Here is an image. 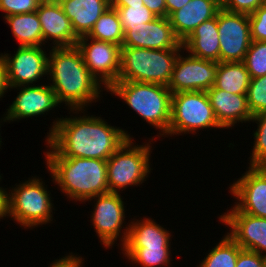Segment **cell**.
I'll return each instance as SVG.
<instances>
[{
	"instance_id": "9a60e30c",
	"label": "cell",
	"mask_w": 266,
	"mask_h": 267,
	"mask_svg": "<svg viewBox=\"0 0 266 267\" xmlns=\"http://www.w3.org/2000/svg\"><path fill=\"white\" fill-rule=\"evenodd\" d=\"M247 166L241 177L229 184L228 192L240 212L266 218V166Z\"/></svg>"
},
{
	"instance_id": "484cf974",
	"label": "cell",
	"mask_w": 266,
	"mask_h": 267,
	"mask_svg": "<svg viewBox=\"0 0 266 267\" xmlns=\"http://www.w3.org/2000/svg\"><path fill=\"white\" fill-rule=\"evenodd\" d=\"M171 249V247L120 248L122 251L120 255L122 253L126 262L129 261L132 266L172 267L174 257Z\"/></svg>"
},
{
	"instance_id": "8fae6325",
	"label": "cell",
	"mask_w": 266,
	"mask_h": 267,
	"mask_svg": "<svg viewBox=\"0 0 266 267\" xmlns=\"http://www.w3.org/2000/svg\"><path fill=\"white\" fill-rule=\"evenodd\" d=\"M218 62L190 55L182 49L173 66L168 89L173 93L207 91L214 86Z\"/></svg>"
},
{
	"instance_id": "74e56055",
	"label": "cell",
	"mask_w": 266,
	"mask_h": 267,
	"mask_svg": "<svg viewBox=\"0 0 266 267\" xmlns=\"http://www.w3.org/2000/svg\"><path fill=\"white\" fill-rule=\"evenodd\" d=\"M144 5L157 17H167L165 0H143Z\"/></svg>"
},
{
	"instance_id": "30bf717a",
	"label": "cell",
	"mask_w": 266,
	"mask_h": 267,
	"mask_svg": "<svg viewBox=\"0 0 266 267\" xmlns=\"http://www.w3.org/2000/svg\"><path fill=\"white\" fill-rule=\"evenodd\" d=\"M48 48V46H18L15 48V54L0 53L5 61L10 88L45 83L43 79L47 82V52L50 50Z\"/></svg>"
},
{
	"instance_id": "ee69618b",
	"label": "cell",
	"mask_w": 266,
	"mask_h": 267,
	"mask_svg": "<svg viewBox=\"0 0 266 267\" xmlns=\"http://www.w3.org/2000/svg\"><path fill=\"white\" fill-rule=\"evenodd\" d=\"M263 267H266V255L263 256Z\"/></svg>"
},
{
	"instance_id": "277c9868",
	"label": "cell",
	"mask_w": 266,
	"mask_h": 267,
	"mask_svg": "<svg viewBox=\"0 0 266 267\" xmlns=\"http://www.w3.org/2000/svg\"><path fill=\"white\" fill-rule=\"evenodd\" d=\"M104 94H111L121 99L127 107L135 111L141 121L153 126L157 135L153 138L162 141L169 130L171 118L172 92L167 86L155 83H140L134 81H117ZM109 92V93H108ZM162 138V139H160Z\"/></svg>"
},
{
	"instance_id": "8992f818",
	"label": "cell",
	"mask_w": 266,
	"mask_h": 267,
	"mask_svg": "<svg viewBox=\"0 0 266 267\" xmlns=\"http://www.w3.org/2000/svg\"><path fill=\"white\" fill-rule=\"evenodd\" d=\"M149 139V140H148ZM153 138L142 144L128 138L107 160V183L109 192L121 193L129 187L143 185L153 170L151 154ZM153 145V146H152Z\"/></svg>"
},
{
	"instance_id": "5bb4252c",
	"label": "cell",
	"mask_w": 266,
	"mask_h": 267,
	"mask_svg": "<svg viewBox=\"0 0 266 267\" xmlns=\"http://www.w3.org/2000/svg\"><path fill=\"white\" fill-rule=\"evenodd\" d=\"M13 89L14 91L17 89V96L13 98L12 104H8L9 107L5 111L7 123L19 122L33 117L39 118V116H46L49 113L51 115L52 111L61 108L56 94L48 82L12 87L9 91Z\"/></svg>"
},
{
	"instance_id": "4fadbf2b",
	"label": "cell",
	"mask_w": 266,
	"mask_h": 267,
	"mask_svg": "<svg viewBox=\"0 0 266 267\" xmlns=\"http://www.w3.org/2000/svg\"><path fill=\"white\" fill-rule=\"evenodd\" d=\"M218 34L220 62H243L252 42L249 15L221 8L218 12Z\"/></svg>"
},
{
	"instance_id": "ba28073f",
	"label": "cell",
	"mask_w": 266,
	"mask_h": 267,
	"mask_svg": "<svg viewBox=\"0 0 266 267\" xmlns=\"http://www.w3.org/2000/svg\"><path fill=\"white\" fill-rule=\"evenodd\" d=\"M208 129L224 130L216 119L206 91L173 93L170 126L164 138L186 134L198 136L197 132H206Z\"/></svg>"
},
{
	"instance_id": "f546056e",
	"label": "cell",
	"mask_w": 266,
	"mask_h": 267,
	"mask_svg": "<svg viewBox=\"0 0 266 267\" xmlns=\"http://www.w3.org/2000/svg\"><path fill=\"white\" fill-rule=\"evenodd\" d=\"M119 15L122 26H138L157 18L144 4L110 5Z\"/></svg>"
},
{
	"instance_id": "ac0fdd59",
	"label": "cell",
	"mask_w": 266,
	"mask_h": 267,
	"mask_svg": "<svg viewBox=\"0 0 266 267\" xmlns=\"http://www.w3.org/2000/svg\"><path fill=\"white\" fill-rule=\"evenodd\" d=\"M36 12L41 24L43 46L48 44L52 48L77 45L79 37L74 33L71 21L64 14L58 0L41 1Z\"/></svg>"
},
{
	"instance_id": "6da1fadb",
	"label": "cell",
	"mask_w": 266,
	"mask_h": 267,
	"mask_svg": "<svg viewBox=\"0 0 266 267\" xmlns=\"http://www.w3.org/2000/svg\"><path fill=\"white\" fill-rule=\"evenodd\" d=\"M67 111L69 117L53 116L44 137L47 149L43 156L108 160L128 138H134L126 128L112 126L101 115H91L86 109Z\"/></svg>"
},
{
	"instance_id": "d6a6232c",
	"label": "cell",
	"mask_w": 266,
	"mask_h": 267,
	"mask_svg": "<svg viewBox=\"0 0 266 267\" xmlns=\"http://www.w3.org/2000/svg\"><path fill=\"white\" fill-rule=\"evenodd\" d=\"M42 0H0L3 18L15 14L30 13L37 10Z\"/></svg>"
},
{
	"instance_id": "836d02e7",
	"label": "cell",
	"mask_w": 266,
	"mask_h": 267,
	"mask_svg": "<svg viewBox=\"0 0 266 267\" xmlns=\"http://www.w3.org/2000/svg\"><path fill=\"white\" fill-rule=\"evenodd\" d=\"M252 41H266V1L249 14Z\"/></svg>"
},
{
	"instance_id": "1f68e13d",
	"label": "cell",
	"mask_w": 266,
	"mask_h": 267,
	"mask_svg": "<svg viewBox=\"0 0 266 267\" xmlns=\"http://www.w3.org/2000/svg\"><path fill=\"white\" fill-rule=\"evenodd\" d=\"M246 96L253 116L266 111V75L251 79Z\"/></svg>"
},
{
	"instance_id": "e575fe53",
	"label": "cell",
	"mask_w": 266,
	"mask_h": 267,
	"mask_svg": "<svg viewBox=\"0 0 266 267\" xmlns=\"http://www.w3.org/2000/svg\"><path fill=\"white\" fill-rule=\"evenodd\" d=\"M266 0H221V8L237 13L251 14Z\"/></svg>"
},
{
	"instance_id": "f35d334b",
	"label": "cell",
	"mask_w": 266,
	"mask_h": 267,
	"mask_svg": "<svg viewBox=\"0 0 266 267\" xmlns=\"http://www.w3.org/2000/svg\"><path fill=\"white\" fill-rule=\"evenodd\" d=\"M2 175L3 174L0 173V184L3 178ZM8 189L9 188L0 186V221L9 218Z\"/></svg>"
},
{
	"instance_id": "60d3db41",
	"label": "cell",
	"mask_w": 266,
	"mask_h": 267,
	"mask_svg": "<svg viewBox=\"0 0 266 267\" xmlns=\"http://www.w3.org/2000/svg\"><path fill=\"white\" fill-rule=\"evenodd\" d=\"M190 0H165L167 7V17H169L173 12L181 9Z\"/></svg>"
},
{
	"instance_id": "7c38bea8",
	"label": "cell",
	"mask_w": 266,
	"mask_h": 267,
	"mask_svg": "<svg viewBox=\"0 0 266 267\" xmlns=\"http://www.w3.org/2000/svg\"><path fill=\"white\" fill-rule=\"evenodd\" d=\"M90 73L107 90L118 81L120 72L121 46L98 41L90 37H79L76 45Z\"/></svg>"
},
{
	"instance_id": "44dd1931",
	"label": "cell",
	"mask_w": 266,
	"mask_h": 267,
	"mask_svg": "<svg viewBox=\"0 0 266 267\" xmlns=\"http://www.w3.org/2000/svg\"><path fill=\"white\" fill-rule=\"evenodd\" d=\"M130 218L129 233L126 243L121 248L173 247L171 244L174 231L167 230L152 217ZM172 236V237H171Z\"/></svg>"
},
{
	"instance_id": "f1b7e54d",
	"label": "cell",
	"mask_w": 266,
	"mask_h": 267,
	"mask_svg": "<svg viewBox=\"0 0 266 267\" xmlns=\"http://www.w3.org/2000/svg\"><path fill=\"white\" fill-rule=\"evenodd\" d=\"M251 123L257 127L253 130V148L247 163L249 166H266V111L254 115Z\"/></svg>"
},
{
	"instance_id": "7a4b0ae2",
	"label": "cell",
	"mask_w": 266,
	"mask_h": 267,
	"mask_svg": "<svg viewBox=\"0 0 266 267\" xmlns=\"http://www.w3.org/2000/svg\"><path fill=\"white\" fill-rule=\"evenodd\" d=\"M48 53L47 82L63 109H91L107 90L90 73L77 46L52 47ZM101 98V99H100ZM89 107V108H88Z\"/></svg>"
},
{
	"instance_id": "d4e9b609",
	"label": "cell",
	"mask_w": 266,
	"mask_h": 267,
	"mask_svg": "<svg viewBox=\"0 0 266 267\" xmlns=\"http://www.w3.org/2000/svg\"><path fill=\"white\" fill-rule=\"evenodd\" d=\"M251 81L243 62H218L214 87L231 94L246 95Z\"/></svg>"
},
{
	"instance_id": "4316f807",
	"label": "cell",
	"mask_w": 266,
	"mask_h": 267,
	"mask_svg": "<svg viewBox=\"0 0 266 267\" xmlns=\"http://www.w3.org/2000/svg\"><path fill=\"white\" fill-rule=\"evenodd\" d=\"M242 248L225 232L196 267H236L237 257Z\"/></svg>"
},
{
	"instance_id": "9c48e42d",
	"label": "cell",
	"mask_w": 266,
	"mask_h": 267,
	"mask_svg": "<svg viewBox=\"0 0 266 267\" xmlns=\"http://www.w3.org/2000/svg\"><path fill=\"white\" fill-rule=\"evenodd\" d=\"M123 197L120 193L107 192L85 201L89 205V202H94L92 206L94 208H92L93 211H91L88 221H90L91 227L93 225L92 228L104 249H112V247L114 249L117 241H119L118 249L126 243L130 221L125 223L128 210Z\"/></svg>"
},
{
	"instance_id": "d590c367",
	"label": "cell",
	"mask_w": 266,
	"mask_h": 267,
	"mask_svg": "<svg viewBox=\"0 0 266 267\" xmlns=\"http://www.w3.org/2000/svg\"><path fill=\"white\" fill-rule=\"evenodd\" d=\"M236 267H263V256L255 251L241 249L237 257Z\"/></svg>"
},
{
	"instance_id": "b9f144b4",
	"label": "cell",
	"mask_w": 266,
	"mask_h": 267,
	"mask_svg": "<svg viewBox=\"0 0 266 267\" xmlns=\"http://www.w3.org/2000/svg\"><path fill=\"white\" fill-rule=\"evenodd\" d=\"M144 4L143 0H110V5H135Z\"/></svg>"
},
{
	"instance_id": "cb8c5ba5",
	"label": "cell",
	"mask_w": 266,
	"mask_h": 267,
	"mask_svg": "<svg viewBox=\"0 0 266 267\" xmlns=\"http://www.w3.org/2000/svg\"><path fill=\"white\" fill-rule=\"evenodd\" d=\"M18 46H43V35L37 12L15 14L3 18Z\"/></svg>"
},
{
	"instance_id": "ffe728a7",
	"label": "cell",
	"mask_w": 266,
	"mask_h": 267,
	"mask_svg": "<svg viewBox=\"0 0 266 267\" xmlns=\"http://www.w3.org/2000/svg\"><path fill=\"white\" fill-rule=\"evenodd\" d=\"M221 0H190L169 17L177 38L183 43L202 22L217 16Z\"/></svg>"
},
{
	"instance_id": "7402d4cb",
	"label": "cell",
	"mask_w": 266,
	"mask_h": 267,
	"mask_svg": "<svg viewBox=\"0 0 266 267\" xmlns=\"http://www.w3.org/2000/svg\"><path fill=\"white\" fill-rule=\"evenodd\" d=\"M70 19L74 33L87 35L99 17L110 7V0H58Z\"/></svg>"
},
{
	"instance_id": "7bdbcfd3",
	"label": "cell",
	"mask_w": 266,
	"mask_h": 267,
	"mask_svg": "<svg viewBox=\"0 0 266 267\" xmlns=\"http://www.w3.org/2000/svg\"><path fill=\"white\" fill-rule=\"evenodd\" d=\"M2 116L3 117H1L0 118V131H1V126H2V124H4L5 122L7 123V120H6V117H5V113H4V115L2 114ZM2 123V124H1ZM2 136H1V132H0V149H1V147H2V138H1Z\"/></svg>"
},
{
	"instance_id": "83f0119b",
	"label": "cell",
	"mask_w": 266,
	"mask_h": 267,
	"mask_svg": "<svg viewBox=\"0 0 266 267\" xmlns=\"http://www.w3.org/2000/svg\"><path fill=\"white\" fill-rule=\"evenodd\" d=\"M98 41H105L122 46L124 31L115 8L109 7L96 21L86 35Z\"/></svg>"
},
{
	"instance_id": "d6986e66",
	"label": "cell",
	"mask_w": 266,
	"mask_h": 267,
	"mask_svg": "<svg viewBox=\"0 0 266 267\" xmlns=\"http://www.w3.org/2000/svg\"><path fill=\"white\" fill-rule=\"evenodd\" d=\"M218 123L227 130L249 123L253 117L247 96L231 94L214 86L206 91ZM241 122V123H240ZM229 128V129H228Z\"/></svg>"
},
{
	"instance_id": "603a6c76",
	"label": "cell",
	"mask_w": 266,
	"mask_h": 267,
	"mask_svg": "<svg viewBox=\"0 0 266 267\" xmlns=\"http://www.w3.org/2000/svg\"><path fill=\"white\" fill-rule=\"evenodd\" d=\"M182 46L194 57L220 62L218 13L216 17L198 25Z\"/></svg>"
},
{
	"instance_id": "e0dca14e",
	"label": "cell",
	"mask_w": 266,
	"mask_h": 267,
	"mask_svg": "<svg viewBox=\"0 0 266 267\" xmlns=\"http://www.w3.org/2000/svg\"><path fill=\"white\" fill-rule=\"evenodd\" d=\"M122 46L146 49H183L168 17H157L138 26H122Z\"/></svg>"
},
{
	"instance_id": "52a82bcc",
	"label": "cell",
	"mask_w": 266,
	"mask_h": 267,
	"mask_svg": "<svg viewBox=\"0 0 266 267\" xmlns=\"http://www.w3.org/2000/svg\"><path fill=\"white\" fill-rule=\"evenodd\" d=\"M182 49H146L121 46L118 81L168 86L174 62Z\"/></svg>"
},
{
	"instance_id": "4dcf8cb0",
	"label": "cell",
	"mask_w": 266,
	"mask_h": 267,
	"mask_svg": "<svg viewBox=\"0 0 266 267\" xmlns=\"http://www.w3.org/2000/svg\"><path fill=\"white\" fill-rule=\"evenodd\" d=\"M243 63L251 79L266 75V41H252Z\"/></svg>"
},
{
	"instance_id": "2e32d148",
	"label": "cell",
	"mask_w": 266,
	"mask_h": 267,
	"mask_svg": "<svg viewBox=\"0 0 266 267\" xmlns=\"http://www.w3.org/2000/svg\"><path fill=\"white\" fill-rule=\"evenodd\" d=\"M229 208V210H228ZM218 214V221L227 227L226 233L242 248L266 255V218L240 212L234 205ZM229 229V230H228ZM229 231V232H228Z\"/></svg>"
},
{
	"instance_id": "ab89813d",
	"label": "cell",
	"mask_w": 266,
	"mask_h": 267,
	"mask_svg": "<svg viewBox=\"0 0 266 267\" xmlns=\"http://www.w3.org/2000/svg\"><path fill=\"white\" fill-rule=\"evenodd\" d=\"M10 90L8 79H7V69L5 61L0 55V101L6 97V93Z\"/></svg>"
},
{
	"instance_id": "5b68a950",
	"label": "cell",
	"mask_w": 266,
	"mask_h": 267,
	"mask_svg": "<svg viewBox=\"0 0 266 267\" xmlns=\"http://www.w3.org/2000/svg\"><path fill=\"white\" fill-rule=\"evenodd\" d=\"M28 179V180H27ZM8 189L9 218L25 230L53 223L57 211L44 179L34 175ZM11 188V189H10Z\"/></svg>"
},
{
	"instance_id": "8d00e7d4",
	"label": "cell",
	"mask_w": 266,
	"mask_h": 267,
	"mask_svg": "<svg viewBox=\"0 0 266 267\" xmlns=\"http://www.w3.org/2000/svg\"><path fill=\"white\" fill-rule=\"evenodd\" d=\"M84 259V256L82 257L79 253L69 251L59 259L51 261L52 263L50 262L48 267H85Z\"/></svg>"
},
{
	"instance_id": "3957f363",
	"label": "cell",
	"mask_w": 266,
	"mask_h": 267,
	"mask_svg": "<svg viewBox=\"0 0 266 267\" xmlns=\"http://www.w3.org/2000/svg\"><path fill=\"white\" fill-rule=\"evenodd\" d=\"M45 165L54 187L70 201L80 204L109 192L107 160L45 156Z\"/></svg>"
}]
</instances>
